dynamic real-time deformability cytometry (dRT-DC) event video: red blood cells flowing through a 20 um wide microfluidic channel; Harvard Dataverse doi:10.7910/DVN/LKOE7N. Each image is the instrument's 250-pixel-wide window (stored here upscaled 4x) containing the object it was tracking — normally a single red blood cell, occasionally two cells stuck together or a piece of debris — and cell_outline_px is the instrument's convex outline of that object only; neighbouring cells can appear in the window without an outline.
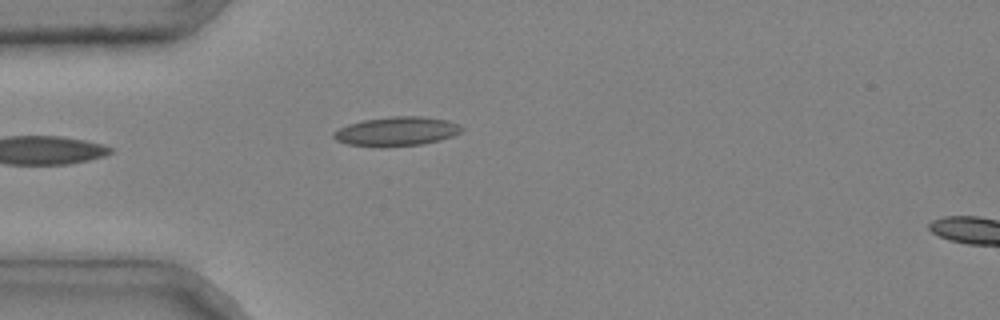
{"species": "common noctule bat (a hibernating species)", "species_latin": "Nyctalus noctula", "temperature_condition": "cold", "stored_images_in_passage": 6, "segment_of_instrument_passage": [1, 2], "camera_frame_rate_fps": 3000, "um_per_image_px": 0.085, "animal": {"sex": "male", "body_mass_g": 20.4}, "frame": {"image": 1, "passage_image": 5, "time_ms": 1.333, "image_size_px": [1000, 320], "cell_outline_px": [[464, 128], [460, 132], [452, 136], [440, 140], [424, 144], [380, 148], [348, 144], [336, 140], [332, 136], [332, 132], [348, 124], [364, 120], [392, 116], [420, 116], [448, 120], [460, 124]], "centroid_in_image_um": [33.71, 11.18], "position_along_channel_um": 51.3, "area_um2": 22.02}}